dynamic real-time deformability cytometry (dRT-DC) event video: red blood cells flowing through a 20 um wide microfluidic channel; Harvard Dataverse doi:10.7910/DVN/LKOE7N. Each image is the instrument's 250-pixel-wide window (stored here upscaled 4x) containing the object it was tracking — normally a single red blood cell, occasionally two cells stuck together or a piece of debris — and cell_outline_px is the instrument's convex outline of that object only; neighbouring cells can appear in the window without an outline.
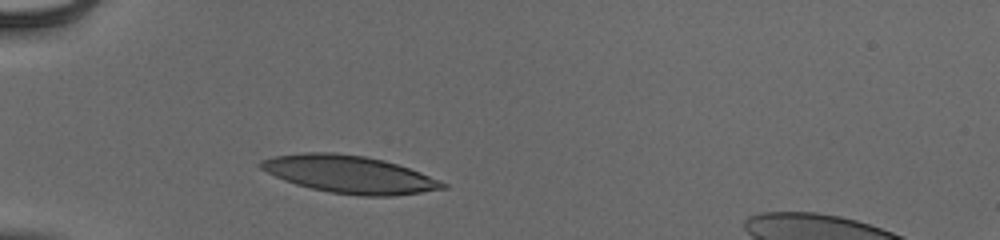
{"species": "human", "species_latin": "Homo sapiens", "temperature_condition": "cold", "stored_images_in_passage": 30, "camera_frame_rate_fps": 3000, "um_per_image_px": 0.085, "donor": {"sex": "male"}, "frame": {"image": 1, "passage_image": 1, "time_ms": 0.0, "image_size_px": [1000, 240], "cell_outline_px": [[448, 188], [392, 196], [360, 196], [328, 192], [296, 184], [284, 180], [260, 168], [260, 160], [272, 156], [304, 152], [332, 152], [364, 156], [384, 160], [420, 172], [448, 184]], "centroid_in_image_um": [29.69, 14.82], "position_along_channel_um": 55.3, "area_um2": 39.59}}
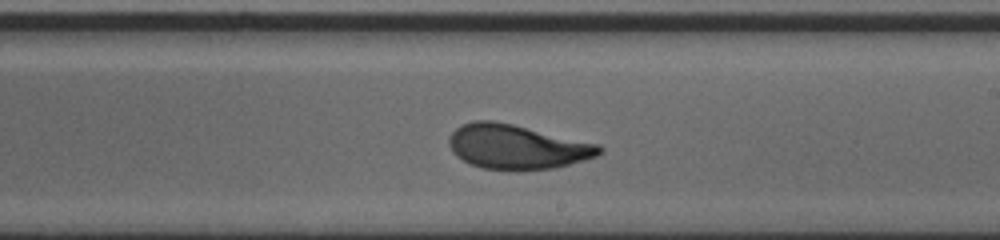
{"frame": {"image": 2, "passage_image": 17, "time_ms": 5.333, "image_size_px": [1000, 240], "cell_outline_px": [[604, 148], [596, 156], [584, 160], [552, 168], [484, 168], [472, 164], [456, 156], [452, 152], [448, 144], [448, 136], [460, 124], [472, 120], [496, 120], [600, 144]], "centroid_in_image_um": [43.9, 12.43], "position_along_channel_um": 245.1, "area_um2": 38.49}}
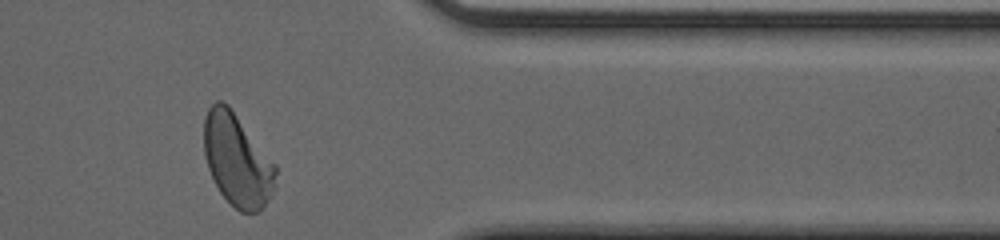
{"frame": {"image": 3, "passage_image": 29, "time_ms": 9.333, "image_size_px": [1000, 240], "cell_outline_px": [[276, 188], [260, 212], [240, 212], [220, 192], [208, 168], [204, 152], [204, 116], [208, 108], [216, 100], [220, 100], [228, 104], [276, 164]], "centroid_in_image_um": [20.18, 13.59], "position_along_channel_um": 391.2, "area_um2": 38.67}, "authors_computed_cell_mechanics": {"area_um2": 38.6682, "velocity_mm_per_s": 3.9163, "shape_relaxation_time_tau1_ms": 3.4615, "shape_relaxation_time_tau2_ms": 0.881, "deformation_change_tau1": 0.1712, "deformation_change_tau2": 0.0659}}